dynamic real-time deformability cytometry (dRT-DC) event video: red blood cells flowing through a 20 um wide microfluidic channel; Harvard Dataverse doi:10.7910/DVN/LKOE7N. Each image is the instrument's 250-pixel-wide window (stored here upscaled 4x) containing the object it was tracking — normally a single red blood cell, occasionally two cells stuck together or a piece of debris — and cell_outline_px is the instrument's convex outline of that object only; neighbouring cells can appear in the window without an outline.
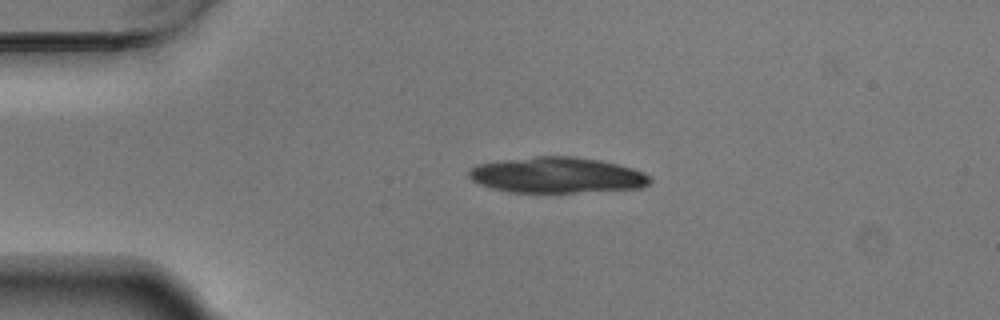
{"species": "Egyptian fruit bat (a non-hibernating species)", "species_latin": "Rousettus aegyptiacus", "temperature_condition": "warm", "stored_images_in_passage": 44, "camera_frame_rate_fps": 3000, "um_per_image_px": 0.085, "animal": {"sex": "male"}, "frame": {"image": 1, "passage_image": 2, "time_ms": 0.333, "image_size_px": [1000, 320], "cell_outline_px": [[652, 184], [644, 188], [576, 192], [508, 192], [492, 188], [480, 184], [472, 180], [468, 176], [468, 168], [476, 164], [500, 160], [536, 156], [576, 156], [600, 160], [632, 168], [644, 172], [652, 176]], "centroid_in_image_um": [47.36, 14.88], "position_along_channel_um": 37.6, "area_um2": 38.21}}
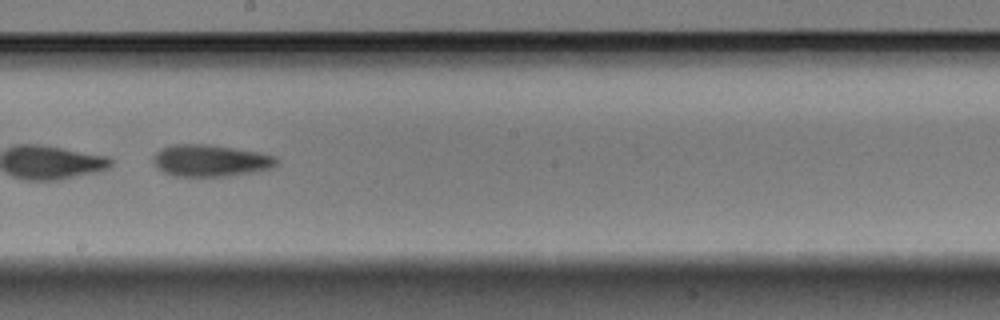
{"frame": {"image": 2, "passage_image": 21, "time_ms": 6.667, "image_size_px": [1000, 320], "cell_outline_px": [[280, 160], [272, 168], [256, 172], [228, 176], [172, 176], [156, 168], [152, 160], [152, 156], [160, 148], [172, 144], [204, 144], [232, 148], [256, 152], [276, 156]], "centroid_in_image_um": [17.86, 13.66], "position_along_channel_um": 230.3, "area_um2": 23.06}}
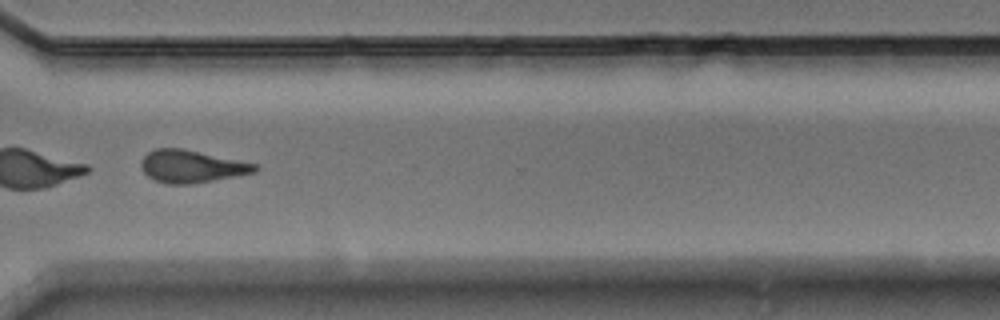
{"frame": {"image": 3, "passage_image": 31, "time_ms": 10.0, "image_size_px": [1000, 320], "cell_outline_px": [[260, 168], [256, 172], [236, 176], [188, 184], [168, 184], [152, 180], [140, 168], [140, 160], [148, 152], [156, 148], [180, 148], [256, 164]], "centroid_in_image_um": [16.23, 14.15], "position_along_channel_um": 354.4, "area_um2": 21.39}, "authors_computed_cell_mechanics": {"area_um2": 23.2934, "velocity_mm_per_s": 3.7129, "shape_relaxation_time_tau1_ms": 0.92, "shape_relaxation_time_tau2_ms": 9.6951, "deformation_change_tau1": 0.262, "deformation_change_tau2": 0.234}}